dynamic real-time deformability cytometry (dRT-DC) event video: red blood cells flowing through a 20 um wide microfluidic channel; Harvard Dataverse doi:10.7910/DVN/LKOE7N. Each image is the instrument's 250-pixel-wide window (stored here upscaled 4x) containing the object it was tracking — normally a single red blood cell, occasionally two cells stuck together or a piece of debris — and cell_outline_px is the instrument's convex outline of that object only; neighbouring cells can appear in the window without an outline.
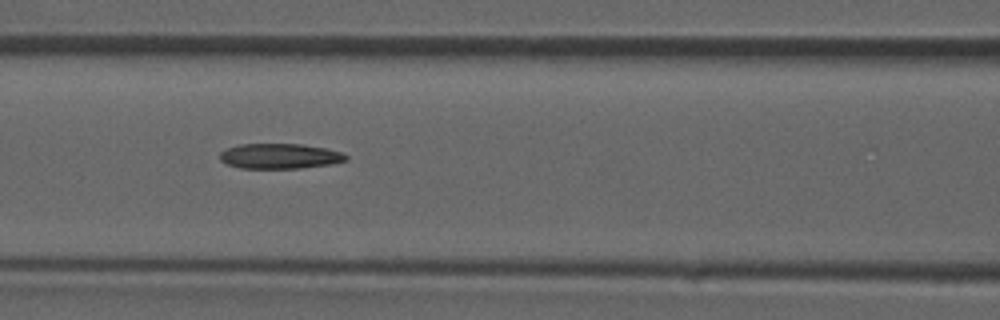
{"species": "common noctule bat (a hibernating species)", "species_latin": "Nyctalus noctula", "temperature_condition": "room temperature", "stored_images_in_passage": 37, "camera_frame_rate_fps": 3000, "um_per_image_px": 0.085, "animal": {"sex": "male", "forearm_length_mm": 52.5}, "frame": {"image": 1, "passage_image": 11, "time_ms": 3.333, "image_size_px": [1000, 320], "cell_outline_px": [[348, 160], [332, 164], [300, 168], [240, 168], [228, 164], [220, 160], [220, 152], [228, 148], [240, 144], [300, 144], [324, 148], [340, 152], [348, 156]], "centroid_in_image_um": [23.79, 13.27], "position_along_channel_um": 142.8, "area_um2": 18.38}}